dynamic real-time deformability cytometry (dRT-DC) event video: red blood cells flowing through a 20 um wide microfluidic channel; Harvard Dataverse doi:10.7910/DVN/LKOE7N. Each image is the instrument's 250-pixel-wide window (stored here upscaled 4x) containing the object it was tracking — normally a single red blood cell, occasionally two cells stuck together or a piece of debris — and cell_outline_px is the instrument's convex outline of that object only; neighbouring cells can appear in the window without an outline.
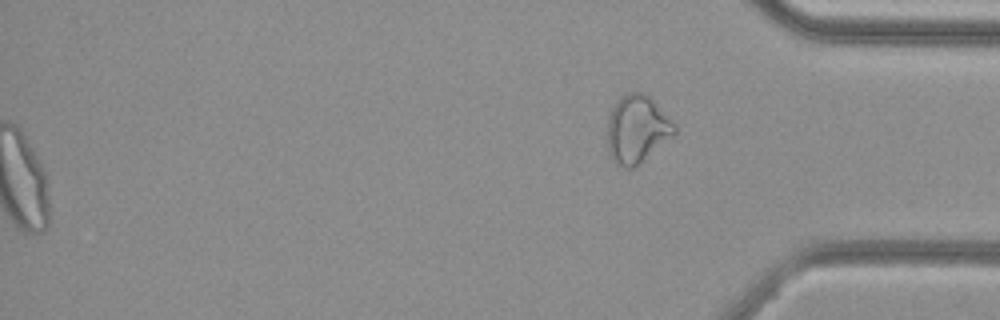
{"species": "common noctule bat (a hibernating species)", "species_latin": "Nyctalus noctula", "temperature_condition": "cold", "stored_images_in_passage": 55, "segment_of_instrument_passage": [2, 2], "camera_frame_rate_fps": 3000, "um_per_image_px": 0.085, "animal": {"sex": "female", "body_mass_g": 29.2, "forearm_length_mm": 56.3}, "frame": {"image": 1, "passage_image": 55, "time_ms": 18.0, "image_size_px": [1000, 320], "cell_outline_px": [[676, 136], [632, 168], [624, 168], [616, 164], [612, 160], [608, 152], [608, 116], [612, 104], [620, 96], [628, 92], [640, 92], [648, 96], [676, 124]], "centroid_in_image_um": [54.14, 10.98], "position_along_channel_um": 381.1, "area_um2": 26.76}}